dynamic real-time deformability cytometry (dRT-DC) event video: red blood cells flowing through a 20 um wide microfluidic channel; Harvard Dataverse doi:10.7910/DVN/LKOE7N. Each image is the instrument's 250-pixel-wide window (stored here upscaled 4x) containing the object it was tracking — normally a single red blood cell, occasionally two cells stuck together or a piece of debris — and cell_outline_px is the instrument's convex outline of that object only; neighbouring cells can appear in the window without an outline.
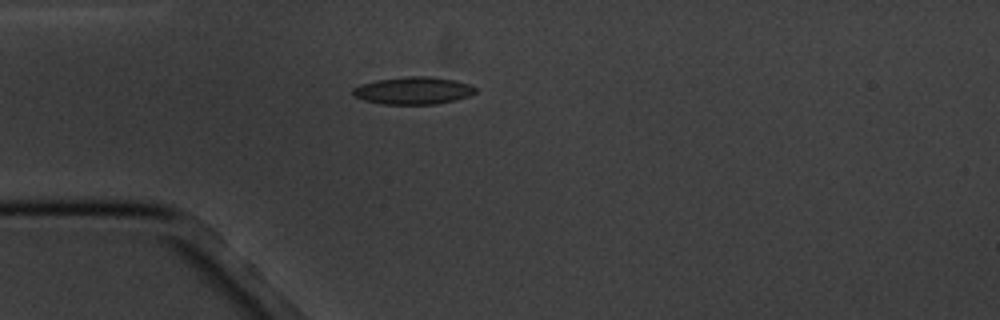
{"species": "common noctule bat (a hibernating species)", "species_latin": "Nyctalus noctula", "temperature_condition": "cold", "stored_images_in_passage": 3, "camera_frame_rate_fps": 3000, "um_per_image_px": 0.085, "animal": {"sex": "male", "body_mass_g": 20.1, "forearm_length_mm": 53.5}, "frame": {"image": 1, "passage_image": 3, "time_ms": 3.0, "image_size_px": [1000, 320], "cell_outline_px": [[476, 92], [468, 96], [456, 100], [436, 104], [380, 104], [364, 100], [352, 96], [352, 88], [360, 84], [376, 80], [408, 76], [432, 76], [452, 80], [468, 84], [476, 88]], "centroid_in_image_um": [35.08, 7.7], "position_along_channel_um": 49.9, "area_um2": 19.65}}